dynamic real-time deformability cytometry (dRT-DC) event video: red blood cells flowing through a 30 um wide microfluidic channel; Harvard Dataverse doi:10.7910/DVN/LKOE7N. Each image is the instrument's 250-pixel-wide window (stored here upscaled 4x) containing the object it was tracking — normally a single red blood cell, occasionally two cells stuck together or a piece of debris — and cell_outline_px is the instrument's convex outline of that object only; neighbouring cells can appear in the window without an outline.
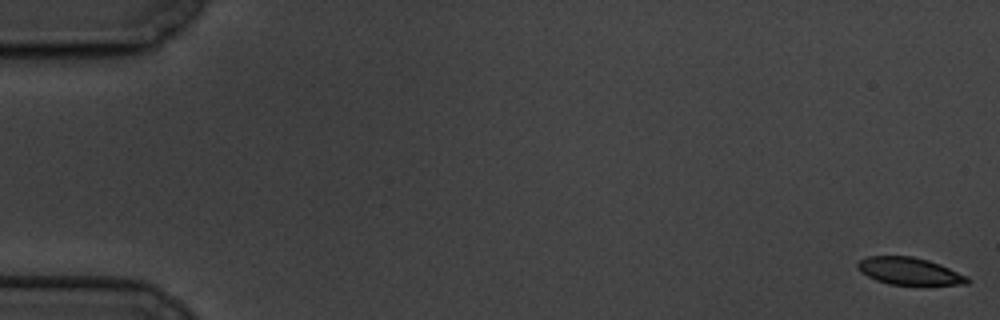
{"species": "common noctule bat (a hibernating species)", "species_latin": "Nyctalus noctula", "temperature_condition": "cold", "stored_images_in_passage": 61, "camera_frame_rate_fps": 3000, "um_per_image_px": 0.085, "animal": {"sex": "male", "body_mass_g": 19.5, "forearm_length_mm": 54.6}, "frame": {"image": 1, "passage_image": 1, "time_ms": 0.0, "image_size_px": [1000, 320], "cell_outline_px": [[972, 280], [968, 284], [888, 284], [876, 280], [860, 272], [856, 268], [856, 264], [860, 260], [868, 256], [912, 256], [928, 260], [940, 264], [968, 276]], "centroid_in_image_um": [77.29, 23.04], "position_along_channel_um": 7.7, "area_um2": 17.4}}
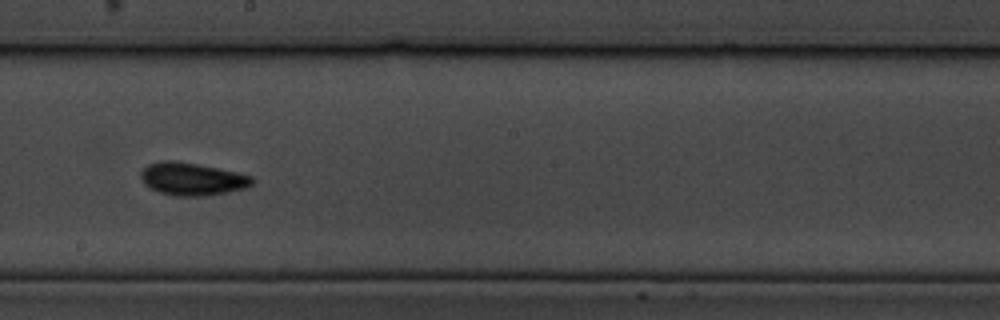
{"frame": {"image": 2, "passage_image": 35, "time_ms": 11.333, "image_size_px": [1000, 320], "cell_outline_px": [[252, 184], [248, 188], [228, 192], [204, 196], [172, 196], [160, 192], [144, 184], [140, 176], [140, 172], [148, 164], [164, 160], [172, 160], [196, 164], [236, 172], [252, 176]], "centroid_in_image_um": [16.32, 15.22], "position_along_channel_um": 231.9, "area_um2": 21.1}}
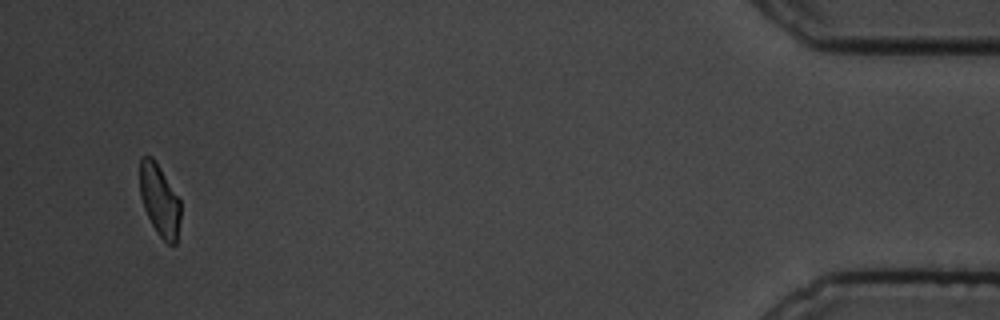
{"frame": {"image": 3, "passage_image": 59, "time_ms": 19.333, "image_size_px": [1000, 320], "cell_outline_px": [[180, 220], [176, 244], [168, 244], [156, 232], [144, 208], [140, 196], [140, 160], [144, 156], [152, 156], [160, 168], [180, 200]], "centroid_in_image_um": [13.56, 17.03], "position_along_channel_um": 421.6, "area_um2": 16.82}, "authors_computed_cell_mechanics": {"area_um2": 19.074, "velocity_mm_per_s": 3.3002, "shape_relaxation_time_tau1_ms": 2.8512, "shape_relaxation_time_tau2_ms": 4.4279, "deformation_change_tau1": 0.0874, "deformation_change_tau2": 0.089}}